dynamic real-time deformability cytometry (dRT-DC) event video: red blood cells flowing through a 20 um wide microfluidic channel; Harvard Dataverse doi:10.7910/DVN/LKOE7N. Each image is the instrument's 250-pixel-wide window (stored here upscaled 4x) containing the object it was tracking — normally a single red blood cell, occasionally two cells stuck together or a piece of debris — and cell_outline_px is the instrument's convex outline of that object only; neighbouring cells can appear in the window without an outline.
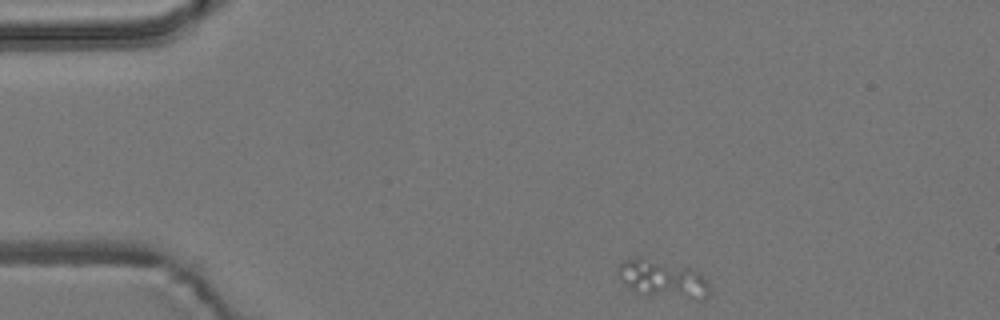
{"species": "common noctule bat (a hibernating species)", "species_latin": "Nyctalus noctula", "temperature_condition": "room temperature", "stored_images_in_passage": 48, "camera_frame_rate_fps": 3000, "um_per_image_px": 0.085, "animal": {"sex": "male", "body_mass_g": 19.2, "forearm_length_mm": 51.8}, "frame": {"image": 1, "passage_image": 1, "time_ms": 0.0, "image_size_px": [1000, 320], "cell_outline_px": [[708, 296], [704, 300], [696, 300], [636, 292], [616, 272], [616, 268], [624, 260], [636, 256], [640, 256], [692, 268], [700, 272], [708, 284]], "centroid_in_image_um": [56.36, 23.68], "position_along_channel_um": 28.6, "area_um2": 19.88}}
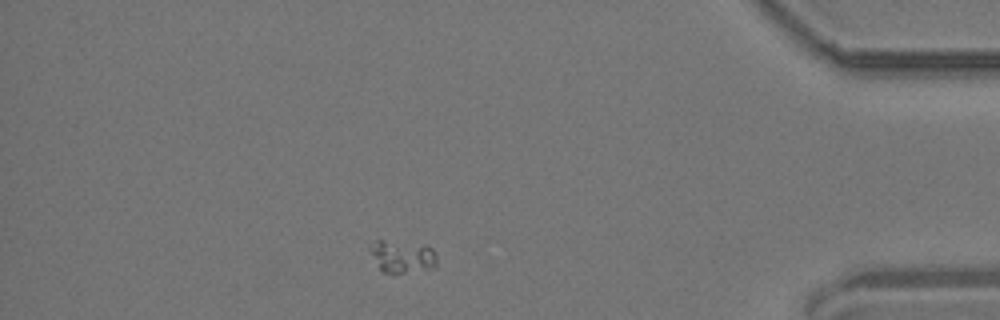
{"frame": {"image": 2, "passage_image": 41, "time_ms": 13.333, "image_size_px": [1000, 320], "cell_outline_px": [[436, 268], [396, 276], [380, 272], [368, 248], [376, 240], [384, 240], [424, 244], [432, 248], [436, 256]], "centroid_in_image_um": [34.19, 21.86], "position_along_channel_um": 401.0, "area_um2": 13.41}}